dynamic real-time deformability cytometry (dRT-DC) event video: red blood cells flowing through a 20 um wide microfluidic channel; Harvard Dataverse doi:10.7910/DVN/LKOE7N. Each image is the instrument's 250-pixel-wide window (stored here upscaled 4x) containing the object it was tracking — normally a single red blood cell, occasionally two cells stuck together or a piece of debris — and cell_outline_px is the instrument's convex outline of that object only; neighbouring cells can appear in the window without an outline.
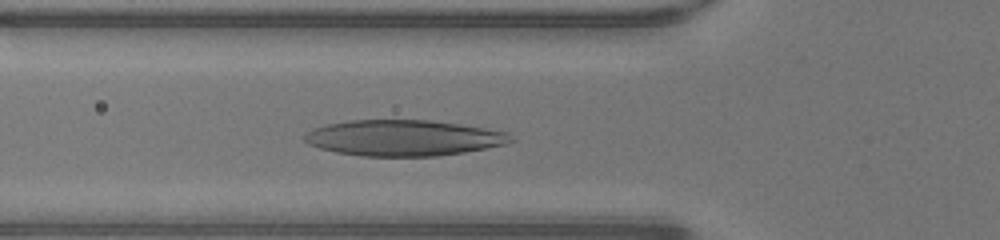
{"species": "human", "species_latin": "Homo sapiens", "temperature_condition": "warm", "stored_images_in_passage": 36, "camera_frame_rate_fps": 3000, "um_per_image_px": 0.085, "donor": {"sex": "male"}, "frame": {"image": 1, "passage_image": 12, "time_ms": 3.667, "image_size_px": [1000, 240], "cell_outline_px": [[516, 140], [504, 144], [488, 148], [464, 152], [436, 156], [364, 156], [336, 152], [320, 148], [308, 144], [304, 140], [304, 136], [312, 128], [328, 124], [348, 120], [432, 120], [460, 124], [508, 132]], "centroid_in_image_um": [34.31, 11.72], "position_along_channel_um": 91.5, "area_um2": 43.18}}
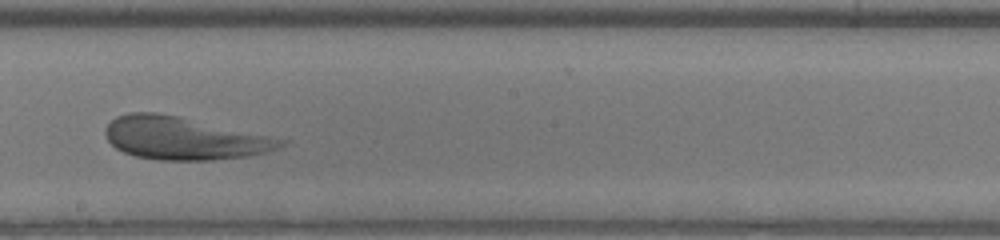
{"frame": {"image": 2, "passage_image": 22, "time_ms": 7.0, "image_size_px": [1000, 240], "cell_outline_px": [[292, 140], [276, 148], [264, 152], [248, 156], [212, 160], [160, 160], [136, 156], [124, 152], [116, 148], [108, 140], [104, 132], [104, 128], [116, 116], [128, 112], [156, 112], [180, 116]], "centroid_in_image_um": [15.64, 11.74], "position_along_channel_um": 232.6, "area_um2": 43.87}}
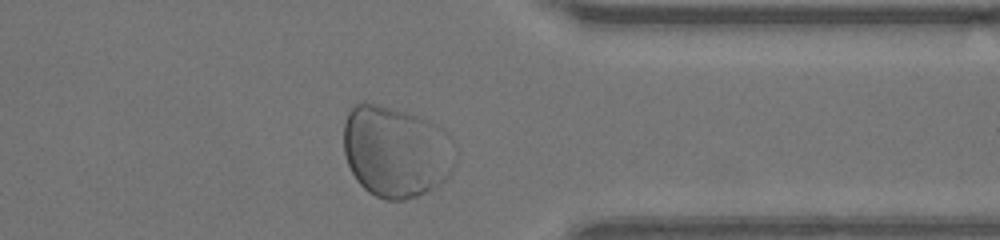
{"frame": {"image": 3, "passage_image": 33, "time_ms": 10.667, "image_size_px": [1000, 240], "cell_outline_px": [[456, 160], [452, 172], [440, 184], [416, 196], [404, 200], [384, 200], [368, 192], [356, 180], [348, 164], [344, 152], [344, 124], [348, 112], [356, 104], [376, 104], [404, 112], [428, 120], [448, 132], [456, 144]], "centroid_in_image_um": [33.69, 12.9], "position_along_channel_um": 377.7, "area_um2": 59.71}, "authors_computed_cell_mechanics": {"area_um2": 48.1474, "velocity_mm_per_s": 4.2144, "shape_relaxation_time_tau1_ms": 6.8561, "shape_relaxation_time_tau2_ms": null, "deformation_change_tau1": 0.2478, "deformation_change_tau2": null}}